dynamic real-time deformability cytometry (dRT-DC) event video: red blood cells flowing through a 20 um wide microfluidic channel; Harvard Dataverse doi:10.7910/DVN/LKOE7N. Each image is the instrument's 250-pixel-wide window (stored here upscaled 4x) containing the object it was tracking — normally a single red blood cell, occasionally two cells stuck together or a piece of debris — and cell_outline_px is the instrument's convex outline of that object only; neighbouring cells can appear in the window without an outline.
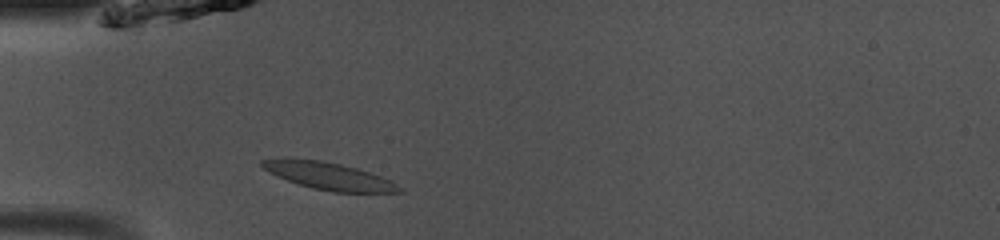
{"species": "common noctule bat (a hibernating species)", "species_latin": "Nyctalus noctula", "temperature_condition": "room temperature", "stored_images_in_passage": 38, "camera_frame_rate_fps": 3000, "um_per_image_px": 0.085, "animal": {"sex": "male", "body_mass_g": 13.0, "forearm_length_mm": 53.1}, "frame": {"image": 1, "passage_image": 4, "time_ms": 1.0, "image_size_px": [1000, 240], "cell_outline_px": [[400, 192], [332, 192], [312, 188], [288, 180], [268, 172], [260, 164], [260, 160], [276, 156], [320, 160], [340, 164], [356, 168], [380, 176], [396, 184], [400, 188]], "centroid_in_image_um": [27.82, 14.92], "position_along_channel_um": 57.2, "area_um2": 21.73}}
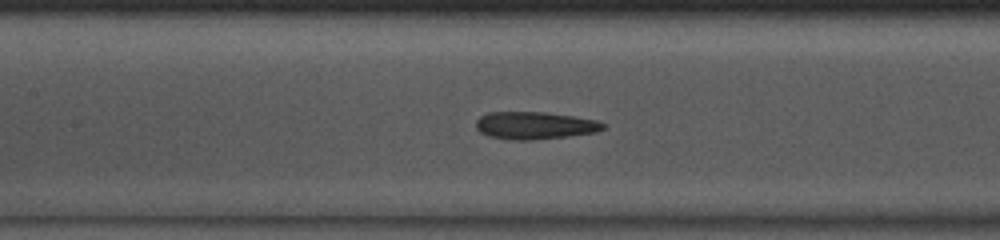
{"frame": {"image": 2, "passage_image": 12, "time_ms": 3.667, "image_size_px": [1000, 240], "cell_outline_px": [[608, 124], [604, 128], [596, 132], [568, 136], [532, 140], [512, 140], [492, 136], [480, 132], [476, 128], [476, 120], [480, 116], [488, 112], [544, 112], [572, 116], [596, 120]], "centroid_in_image_um": [45.46, 10.66], "position_along_channel_um": 161.9, "area_um2": 20.29}}
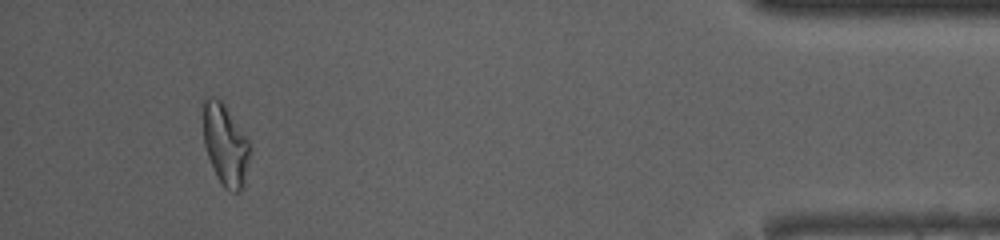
{"frame": {"image": 3, "passage_image": 35, "time_ms": 11.333, "image_size_px": [1000, 240], "cell_outline_px": [[252, 148], [244, 184], [240, 192], [232, 192], [224, 188], [216, 176], [212, 168], [204, 144], [204, 100], [208, 96], [212, 96], [220, 100], [224, 104], [248, 136]], "centroid_in_image_um": [19.2, 12.33], "position_along_channel_um": 416.0, "area_um2": 22.48}, "authors_computed_cell_mechanics": {"area_um2": 20.5479, "velocity_mm_per_s": 4.0875, "shape_relaxation_time_tau1_ms": 5.6132, "shape_relaxation_time_tau2_ms": 2.4172, "deformation_change_tau1": 0.1655, "deformation_change_tau2": 0.1006}}